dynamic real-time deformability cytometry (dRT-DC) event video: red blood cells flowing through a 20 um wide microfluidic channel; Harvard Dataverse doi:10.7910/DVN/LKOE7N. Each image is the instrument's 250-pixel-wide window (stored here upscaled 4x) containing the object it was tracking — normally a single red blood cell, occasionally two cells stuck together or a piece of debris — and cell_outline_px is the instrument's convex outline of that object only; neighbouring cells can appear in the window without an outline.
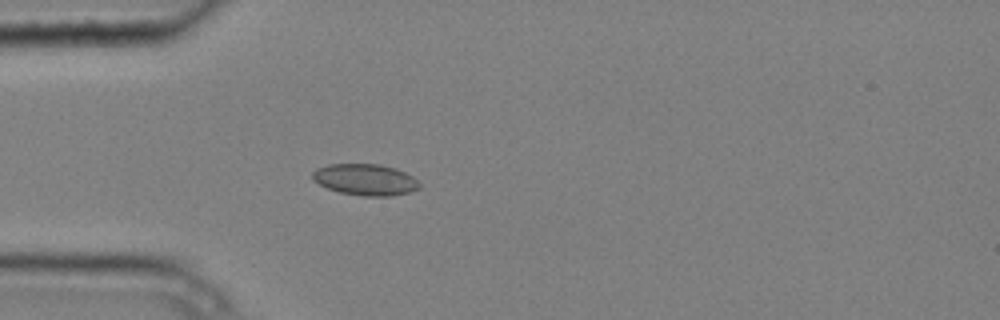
{"species": "common noctule bat (a hibernating species)", "species_latin": "Nyctalus noctula", "temperature_condition": "cold", "stored_images_in_passage": 3, "camera_frame_rate_fps": 3000, "um_per_image_px": 0.085, "animal": {"sex": "male", "body_mass_g": 20.4}, "frame": {"image": 1, "passage_image": 3, "time_ms": 0.667, "image_size_px": [1000, 320], "cell_outline_px": [[420, 188], [408, 192], [392, 196], [364, 196], [340, 192], [328, 188], [312, 180], [312, 172], [316, 168], [328, 164], [380, 164], [396, 168], [412, 176], [420, 184]], "centroid_in_image_um": [31.04, 15.26], "position_along_channel_um": 54.0, "area_um2": 19.54}}